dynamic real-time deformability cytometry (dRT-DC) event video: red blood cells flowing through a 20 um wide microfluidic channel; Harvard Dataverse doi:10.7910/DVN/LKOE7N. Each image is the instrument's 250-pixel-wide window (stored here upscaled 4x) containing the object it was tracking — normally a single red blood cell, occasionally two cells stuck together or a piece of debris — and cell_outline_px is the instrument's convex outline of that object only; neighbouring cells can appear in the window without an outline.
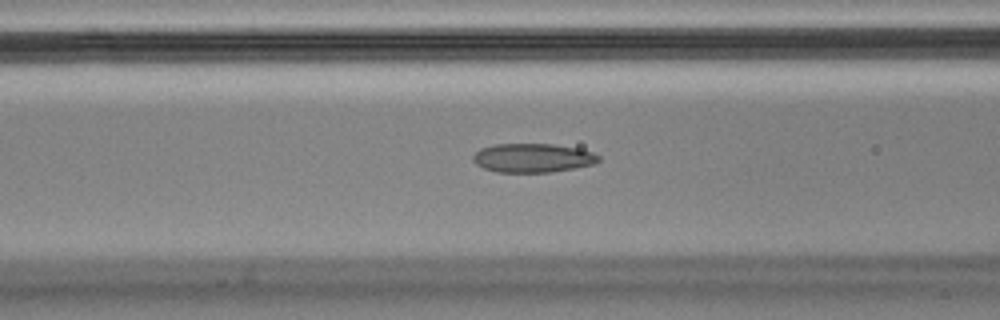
{"species": "Egyptian fruit bat (a non-hibernating species)", "species_latin": "Rousettus aegyptiacus", "temperature_condition": "cold", "stored_images_in_passage": 31, "camera_frame_rate_fps": 3000, "um_per_image_px": 0.085, "animal": {"sex": "male"}, "frame": {"image": 1, "passage_image": 6, "time_ms": 1.667, "image_size_px": [1000, 320], "cell_outline_px": [[600, 160], [596, 164], [548, 172], [496, 172], [484, 168], [476, 164], [472, 160], [472, 156], [480, 148], [496, 144], [552, 144], [580, 148], [592, 152], [600, 156]], "centroid_in_image_um": [45.29, 13.42], "position_along_channel_um": 121.3, "area_um2": 21.21}}
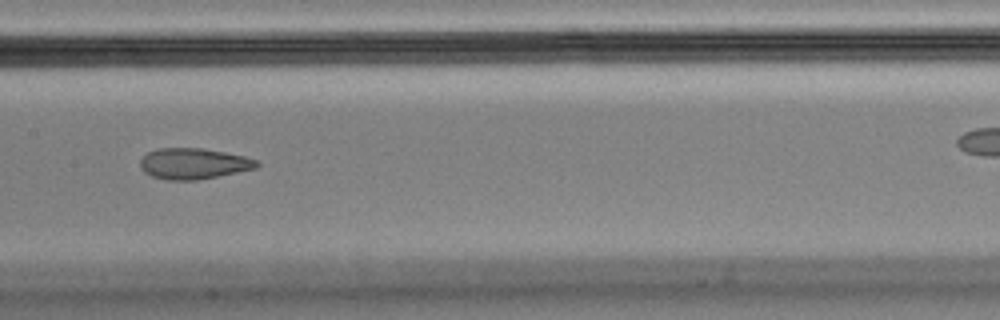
{"frame": {"image": 2, "passage_image": 12, "time_ms": 3.667, "image_size_px": [1000, 320], "cell_outline_px": [[260, 164], [256, 168], [196, 180], [168, 180], [152, 176], [144, 172], [140, 168], [140, 160], [148, 152], [160, 148], [200, 148], [224, 152], [244, 156], [256, 160]], "centroid_in_image_um": [16.42, 13.9], "position_along_channel_um": 191.0, "area_um2": 20.75}}
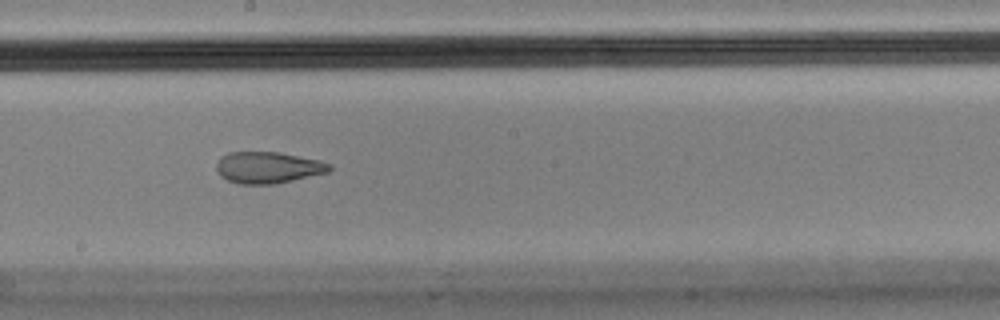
{"frame": {"image": 3, "passage_image": 15, "time_ms": 4.667, "image_size_px": [1000, 320], "cell_outline_px": [[332, 168], [328, 172], [276, 184], [240, 184], [228, 180], [220, 176], [216, 168], [216, 164], [220, 156], [228, 152], [276, 152], [320, 160], [332, 164]], "centroid_in_image_um": [22.77, 14.24], "position_along_channel_um": 225.4, "area_um2": 20.81}}